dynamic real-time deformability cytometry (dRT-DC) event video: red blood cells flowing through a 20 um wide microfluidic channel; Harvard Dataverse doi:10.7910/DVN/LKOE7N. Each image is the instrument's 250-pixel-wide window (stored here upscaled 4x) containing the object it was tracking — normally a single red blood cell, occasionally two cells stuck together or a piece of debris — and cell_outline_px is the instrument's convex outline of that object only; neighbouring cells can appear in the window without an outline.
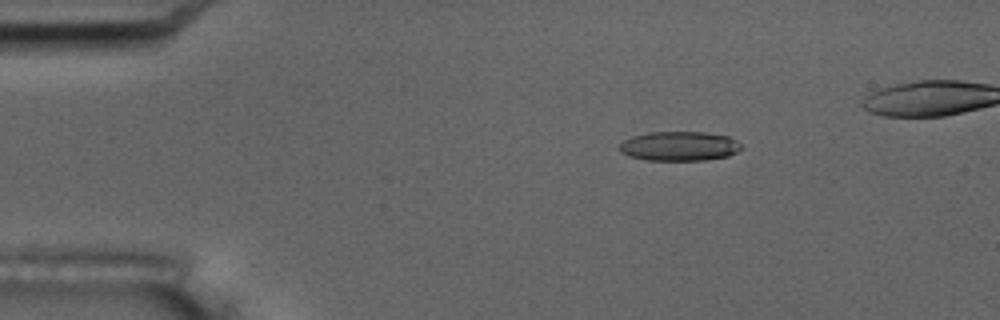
{"species": "common noctule bat (a hibernating species)", "species_latin": "Nyctalus noctula", "temperature_condition": "room temperature", "stored_images_in_passage": 5, "camera_frame_rate_fps": 3000, "um_per_image_px": 0.085, "animal": {"sex": "male", "body_mass_g": 17.5, "forearm_length_mm": 52.3}, "frame": {"image": 1, "passage_image": 2, "time_ms": 1.333, "image_size_px": [1000, 320], "cell_outline_px": [[740, 148], [736, 152], [728, 156], [704, 160], [644, 160], [628, 156], [620, 152], [620, 144], [624, 140], [632, 136], [652, 132], [704, 132], [728, 136], [736, 140], [740, 144]], "centroid_in_image_um": [57.72, 12.42], "position_along_channel_um": 27.3, "area_um2": 20.81}}